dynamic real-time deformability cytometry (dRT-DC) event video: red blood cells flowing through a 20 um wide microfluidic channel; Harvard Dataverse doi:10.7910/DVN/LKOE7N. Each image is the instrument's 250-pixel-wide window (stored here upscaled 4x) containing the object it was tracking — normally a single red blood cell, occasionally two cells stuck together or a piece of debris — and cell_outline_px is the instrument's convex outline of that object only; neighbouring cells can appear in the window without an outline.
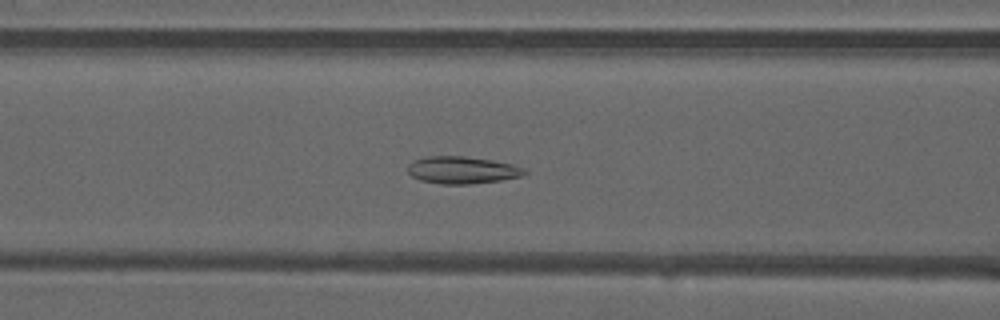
{"species": "common noctule bat (a hibernating species)", "species_latin": "Nyctalus noctula", "temperature_condition": "warm", "stored_images_in_passage": 50, "camera_frame_rate_fps": 3000, "um_per_image_px": 0.085, "animal": {"sex": "male", "forearm_length_mm": 52.5}, "frame": {"image": 1, "passage_image": 21, "time_ms": 6.667, "image_size_px": [1000, 320], "cell_outline_px": [[528, 172], [520, 176], [500, 180], [468, 184], [440, 184], [420, 180], [412, 176], [408, 172], [408, 164], [412, 160], [428, 156], [464, 156], [492, 160], [512, 164], [524, 168]], "centroid_in_image_um": [39.25, 14.45], "position_along_channel_um": 127.3, "area_um2": 18.5}}
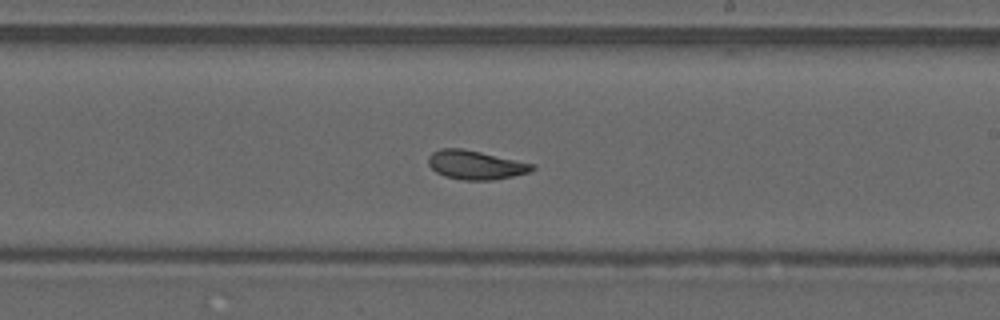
{"frame": {"image": 2, "passage_image": 30, "time_ms": 9.667, "image_size_px": [1000, 320], "cell_outline_px": [[536, 168], [528, 172], [512, 176], [492, 180], [460, 180], [444, 176], [436, 172], [428, 164], [428, 156], [432, 152], [440, 148], [464, 148], [532, 164]], "centroid_in_image_um": [40.36, 14.01], "position_along_channel_um": 248.6, "area_um2": 17.4}}
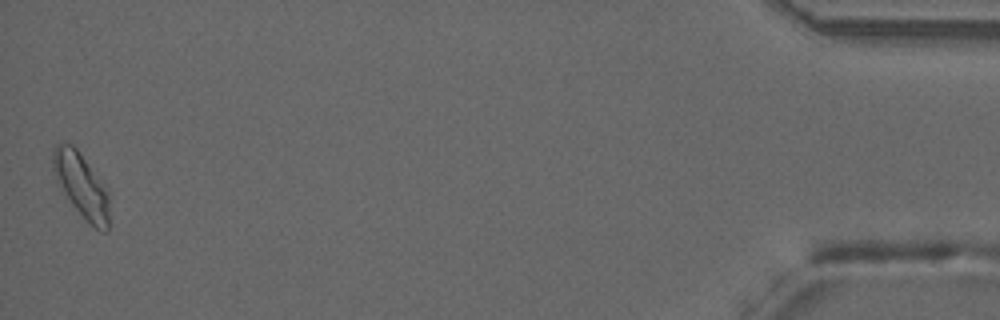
{"frame": {"image": 3, "passage_image": 50, "time_ms": 16.333, "image_size_px": [1000, 320], "cell_outline_px": [[108, 232], [104, 232], [88, 224], [72, 204], [56, 180], [52, 168], [52, 152], [56, 144], [60, 140], [64, 140], [72, 144], [76, 148], [108, 192]], "centroid_in_image_um": [6.87, 15.73], "position_along_channel_um": 428.3, "area_um2": 20.87}, "authors_computed_cell_mechanics": {"area_um2": 18.4671, "velocity_mm_per_s": 4.0512, "shape_relaxation_time_tau1_ms": null, "shape_relaxation_time_tau2_ms": 1.1093, "deformation_change_tau1": null, "deformation_change_tau2": 0.0568}}